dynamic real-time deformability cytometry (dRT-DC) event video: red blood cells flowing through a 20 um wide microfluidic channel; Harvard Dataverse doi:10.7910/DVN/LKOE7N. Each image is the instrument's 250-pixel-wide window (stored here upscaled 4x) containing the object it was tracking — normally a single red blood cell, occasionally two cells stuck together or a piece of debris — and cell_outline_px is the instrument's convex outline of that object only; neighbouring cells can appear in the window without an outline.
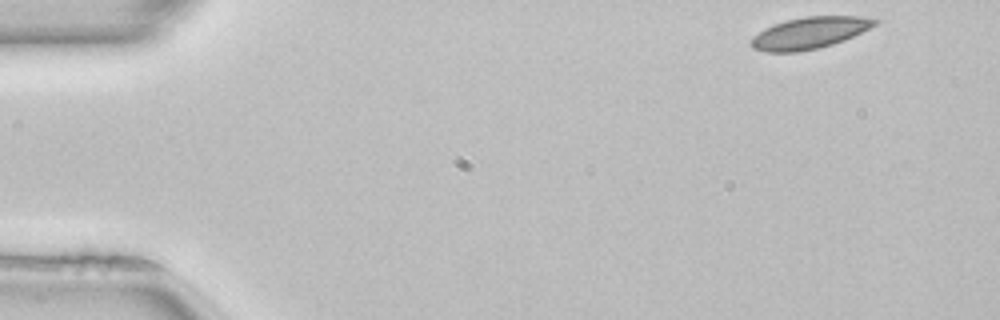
{"species": "common noctule bat (a hibernating species)", "species_latin": "Nyctalus noctula", "temperature_condition": "room temperature", "stored_images_in_passage": 48, "camera_frame_rate_fps": 3000, "um_per_image_px": 0.085, "animal": {"sex": "female", "body_mass_g": 22.7, "forearm_length_mm": 54.2}, "frame": {"image": 1, "passage_image": 1, "time_ms": 0.0, "image_size_px": [1000, 320], "cell_outline_px": [[880, 20], [876, 24], [844, 40], [820, 48], [800, 52], [764, 52], [752, 48], [752, 36], [764, 28], [788, 20], [808, 16], [860, 16]], "centroid_in_image_um": [68.79, 2.81], "position_along_channel_um": 16.2, "area_um2": 22.6}}
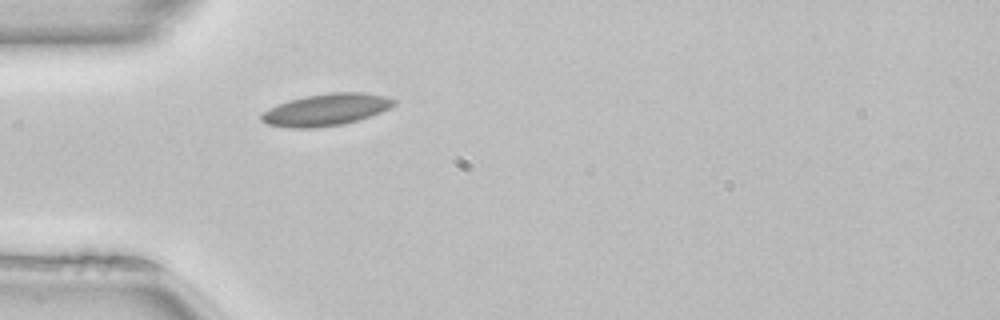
{"frame": {"image": 2, "passage_image": 12, "time_ms": 3.667, "image_size_px": [1000, 320], "cell_outline_px": [[396, 104], [372, 116], [344, 124], [312, 128], [288, 128], [264, 124], [260, 120], [260, 116], [268, 108], [288, 100], [304, 96], [328, 92], [364, 92], [384, 96], [396, 100]], "centroid_in_image_um": [27.68, 9.33], "position_along_channel_um": 57.3, "area_um2": 24.91}}
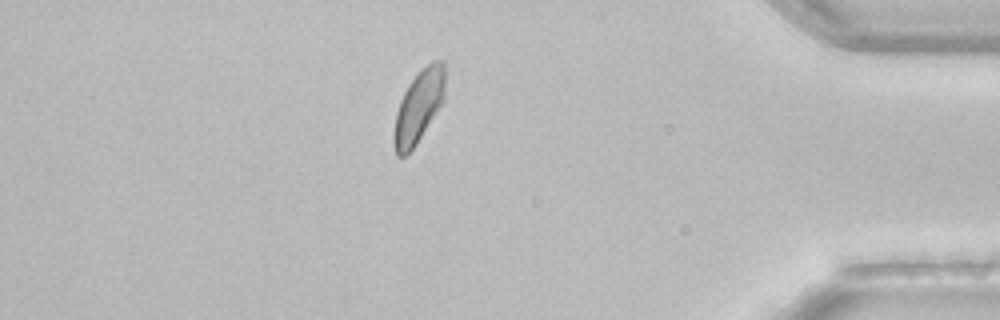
{"frame": {"image": 3, "passage_image": 41, "time_ms": 13.333, "image_size_px": [1000, 320], "cell_outline_px": [[444, 100], [416, 144], [404, 156], [396, 156], [392, 140], [392, 136], [396, 112], [400, 100], [408, 84], [416, 72], [420, 68], [432, 60], [444, 60]], "centroid_in_image_um": [35.56, 9.02], "position_along_channel_um": 399.6, "area_um2": 21.73}, "authors_computed_cell_mechanics": {"area_um2": 22.5131, "velocity_mm_per_s": 3.9948, "shape_relaxation_time_tau1_ms": 2.7858, "shape_relaxation_time_tau2_ms": 2.455, "deformation_change_tau1": 0.0715, "deformation_change_tau2": 0.0573}}